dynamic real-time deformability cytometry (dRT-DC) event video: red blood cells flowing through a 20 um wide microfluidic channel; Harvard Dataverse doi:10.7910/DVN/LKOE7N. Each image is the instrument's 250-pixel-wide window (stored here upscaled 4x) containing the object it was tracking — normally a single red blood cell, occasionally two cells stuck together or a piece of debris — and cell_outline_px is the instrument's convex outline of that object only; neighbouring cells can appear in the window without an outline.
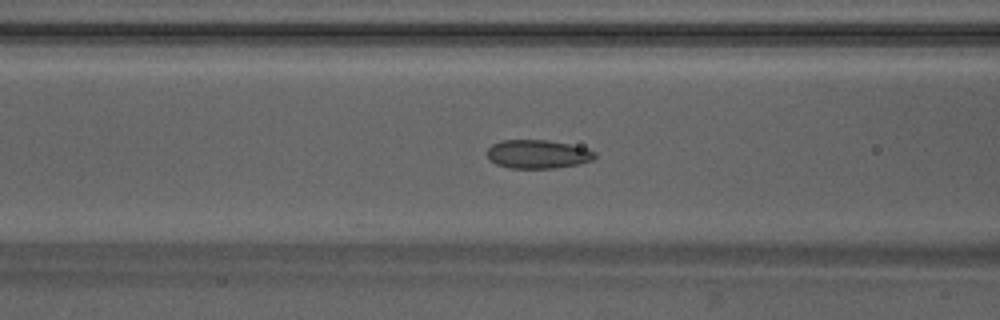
{"species": "Egyptian fruit bat (a non-hibernating species)", "species_latin": "Rousettus aegyptiacus", "temperature_condition": "warm", "stored_images_in_passage": 44, "camera_frame_rate_fps": 3000, "um_per_image_px": 0.085, "animal": {"sex": "male"}, "frame": {"image": 1, "passage_image": 15, "time_ms": 4.667, "image_size_px": [1000, 320], "cell_outline_px": [[596, 156], [592, 160], [580, 164], [556, 168], [508, 168], [496, 164], [488, 160], [488, 148], [492, 144], [500, 140], [548, 140], [568, 144], [584, 148], [596, 152]], "centroid_in_image_um": [45.69, 13.11], "position_along_channel_um": 120.9, "area_um2": 18.03}}
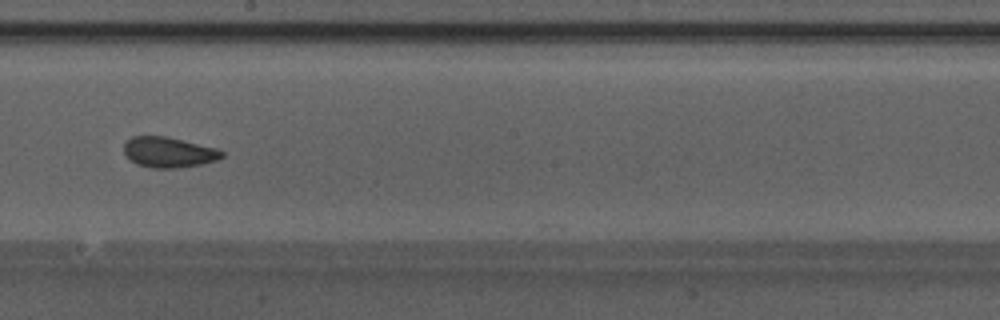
{"frame": {"image": 2, "passage_image": 23, "time_ms": 7.333, "image_size_px": [1000, 320], "cell_outline_px": [[224, 156], [216, 160], [200, 164], [180, 168], [152, 168], [136, 164], [124, 152], [124, 144], [132, 136], [164, 136], [216, 148], [224, 152]], "centroid_in_image_um": [14.34, 12.95], "position_along_channel_um": 233.9, "area_um2": 17.17}}
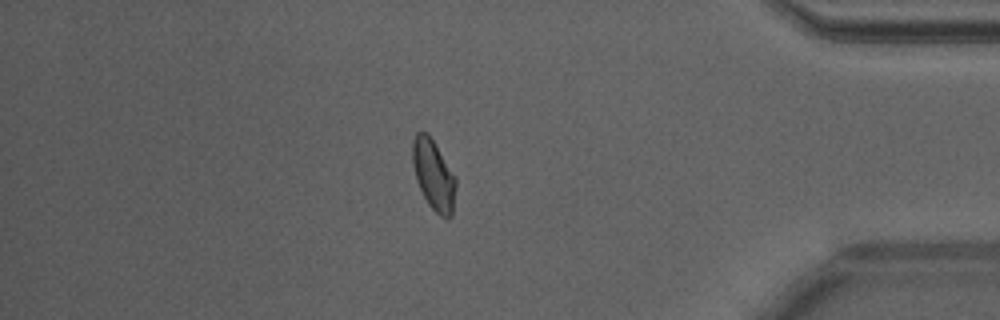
{"frame": {"image": 3, "passage_image": 37, "time_ms": 12.0, "image_size_px": [1000, 320], "cell_outline_px": [[456, 188], [452, 216], [448, 220], [440, 216], [428, 204], [416, 180], [412, 164], [412, 140], [416, 132], [428, 132], [456, 176]], "centroid_in_image_um": [36.86, 14.86], "position_along_channel_um": 398.3, "area_um2": 18.03}, "authors_computed_cell_mechanics": {"area_um2": 17.8891, "velocity_mm_per_s": 4.2449, "shape_relaxation_time_tau1_ms": null, "shape_relaxation_time_tau2_ms": 1.1944, "deformation_change_tau1": null, "deformation_change_tau2": 0.0673}}